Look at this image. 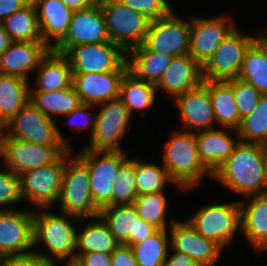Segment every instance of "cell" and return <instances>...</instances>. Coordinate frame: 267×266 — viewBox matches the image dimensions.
<instances>
[{
	"mask_svg": "<svg viewBox=\"0 0 267 266\" xmlns=\"http://www.w3.org/2000/svg\"><path fill=\"white\" fill-rule=\"evenodd\" d=\"M32 0H0V24L14 12L27 6Z\"/></svg>",
	"mask_w": 267,
	"mask_h": 266,
	"instance_id": "c3c4849f",
	"label": "cell"
},
{
	"mask_svg": "<svg viewBox=\"0 0 267 266\" xmlns=\"http://www.w3.org/2000/svg\"><path fill=\"white\" fill-rule=\"evenodd\" d=\"M156 90L154 84L136 78L127 70L121 79L119 98L132 115L134 110L148 109L154 104Z\"/></svg>",
	"mask_w": 267,
	"mask_h": 266,
	"instance_id": "836d02e7",
	"label": "cell"
},
{
	"mask_svg": "<svg viewBox=\"0 0 267 266\" xmlns=\"http://www.w3.org/2000/svg\"><path fill=\"white\" fill-rule=\"evenodd\" d=\"M143 44L151 51L171 57L188 54L190 20H182L174 11L164 17L150 20Z\"/></svg>",
	"mask_w": 267,
	"mask_h": 266,
	"instance_id": "4fadbf2b",
	"label": "cell"
},
{
	"mask_svg": "<svg viewBox=\"0 0 267 266\" xmlns=\"http://www.w3.org/2000/svg\"><path fill=\"white\" fill-rule=\"evenodd\" d=\"M127 70L125 61L113 72L72 73V85L81 103L98 105L119 97L121 79Z\"/></svg>",
	"mask_w": 267,
	"mask_h": 266,
	"instance_id": "ffe728a7",
	"label": "cell"
},
{
	"mask_svg": "<svg viewBox=\"0 0 267 266\" xmlns=\"http://www.w3.org/2000/svg\"><path fill=\"white\" fill-rule=\"evenodd\" d=\"M240 201L241 230L257 251L267 250V196L256 195ZM243 201V202H242Z\"/></svg>",
	"mask_w": 267,
	"mask_h": 266,
	"instance_id": "484cf974",
	"label": "cell"
},
{
	"mask_svg": "<svg viewBox=\"0 0 267 266\" xmlns=\"http://www.w3.org/2000/svg\"><path fill=\"white\" fill-rule=\"evenodd\" d=\"M65 266H83L77 258L67 260Z\"/></svg>",
	"mask_w": 267,
	"mask_h": 266,
	"instance_id": "db71d44e",
	"label": "cell"
},
{
	"mask_svg": "<svg viewBox=\"0 0 267 266\" xmlns=\"http://www.w3.org/2000/svg\"><path fill=\"white\" fill-rule=\"evenodd\" d=\"M238 78L252 84L262 95H267L266 34H259L247 49Z\"/></svg>",
	"mask_w": 267,
	"mask_h": 266,
	"instance_id": "f546056e",
	"label": "cell"
},
{
	"mask_svg": "<svg viewBox=\"0 0 267 266\" xmlns=\"http://www.w3.org/2000/svg\"><path fill=\"white\" fill-rule=\"evenodd\" d=\"M141 219L158 230L168 229L166 222L167 199L164 192L138 195L133 202Z\"/></svg>",
	"mask_w": 267,
	"mask_h": 266,
	"instance_id": "f35d334b",
	"label": "cell"
},
{
	"mask_svg": "<svg viewBox=\"0 0 267 266\" xmlns=\"http://www.w3.org/2000/svg\"><path fill=\"white\" fill-rule=\"evenodd\" d=\"M126 152L82 148L76 155L89 170L90 191L99 209L112 206L113 182L120 166L128 159Z\"/></svg>",
	"mask_w": 267,
	"mask_h": 266,
	"instance_id": "52a82bcc",
	"label": "cell"
},
{
	"mask_svg": "<svg viewBox=\"0 0 267 266\" xmlns=\"http://www.w3.org/2000/svg\"><path fill=\"white\" fill-rule=\"evenodd\" d=\"M30 101L53 120V115H68L81 104L73 85L51 92L30 91Z\"/></svg>",
	"mask_w": 267,
	"mask_h": 266,
	"instance_id": "d6a6232c",
	"label": "cell"
},
{
	"mask_svg": "<svg viewBox=\"0 0 267 266\" xmlns=\"http://www.w3.org/2000/svg\"><path fill=\"white\" fill-rule=\"evenodd\" d=\"M211 129L195 132L197 149L202 164L213 174L231 155L240 141L237 130L233 129L236 139L229 136L230 128ZM227 129L229 131H227Z\"/></svg>",
	"mask_w": 267,
	"mask_h": 266,
	"instance_id": "d4e9b609",
	"label": "cell"
},
{
	"mask_svg": "<svg viewBox=\"0 0 267 266\" xmlns=\"http://www.w3.org/2000/svg\"><path fill=\"white\" fill-rule=\"evenodd\" d=\"M32 2L37 10L42 41L53 49L64 38L73 10L61 0H32Z\"/></svg>",
	"mask_w": 267,
	"mask_h": 266,
	"instance_id": "cb8c5ba5",
	"label": "cell"
},
{
	"mask_svg": "<svg viewBox=\"0 0 267 266\" xmlns=\"http://www.w3.org/2000/svg\"><path fill=\"white\" fill-rule=\"evenodd\" d=\"M162 161L171 180L184 191L199 185L206 175L213 177L200 160L194 132H173L165 144Z\"/></svg>",
	"mask_w": 267,
	"mask_h": 266,
	"instance_id": "3957f363",
	"label": "cell"
},
{
	"mask_svg": "<svg viewBox=\"0 0 267 266\" xmlns=\"http://www.w3.org/2000/svg\"><path fill=\"white\" fill-rule=\"evenodd\" d=\"M35 86L30 91L51 92L72 85V70L64 54L50 49L36 69Z\"/></svg>",
	"mask_w": 267,
	"mask_h": 266,
	"instance_id": "4316f807",
	"label": "cell"
},
{
	"mask_svg": "<svg viewBox=\"0 0 267 266\" xmlns=\"http://www.w3.org/2000/svg\"><path fill=\"white\" fill-rule=\"evenodd\" d=\"M100 218L119 244L134 245L155 234L158 229L141 219L133 204L105 206Z\"/></svg>",
	"mask_w": 267,
	"mask_h": 266,
	"instance_id": "2e32d148",
	"label": "cell"
},
{
	"mask_svg": "<svg viewBox=\"0 0 267 266\" xmlns=\"http://www.w3.org/2000/svg\"><path fill=\"white\" fill-rule=\"evenodd\" d=\"M0 169V210H13V205L22 200L20 192V177L8 168ZM8 206V207H6Z\"/></svg>",
	"mask_w": 267,
	"mask_h": 266,
	"instance_id": "b9f144b4",
	"label": "cell"
},
{
	"mask_svg": "<svg viewBox=\"0 0 267 266\" xmlns=\"http://www.w3.org/2000/svg\"><path fill=\"white\" fill-rule=\"evenodd\" d=\"M187 221L199 234L224 248L241 228L240 200L205 205Z\"/></svg>",
	"mask_w": 267,
	"mask_h": 266,
	"instance_id": "ba28073f",
	"label": "cell"
},
{
	"mask_svg": "<svg viewBox=\"0 0 267 266\" xmlns=\"http://www.w3.org/2000/svg\"><path fill=\"white\" fill-rule=\"evenodd\" d=\"M50 48L43 41H13L0 54V74L18 76L29 81V74L38 68Z\"/></svg>",
	"mask_w": 267,
	"mask_h": 266,
	"instance_id": "7402d4cb",
	"label": "cell"
},
{
	"mask_svg": "<svg viewBox=\"0 0 267 266\" xmlns=\"http://www.w3.org/2000/svg\"><path fill=\"white\" fill-rule=\"evenodd\" d=\"M202 81V66L188 53L173 57L155 86L175 99L197 88Z\"/></svg>",
	"mask_w": 267,
	"mask_h": 266,
	"instance_id": "603a6c76",
	"label": "cell"
},
{
	"mask_svg": "<svg viewBox=\"0 0 267 266\" xmlns=\"http://www.w3.org/2000/svg\"><path fill=\"white\" fill-rule=\"evenodd\" d=\"M111 42L100 4L73 11L64 38L52 49L65 54L71 47L82 44Z\"/></svg>",
	"mask_w": 267,
	"mask_h": 266,
	"instance_id": "9a60e30c",
	"label": "cell"
},
{
	"mask_svg": "<svg viewBox=\"0 0 267 266\" xmlns=\"http://www.w3.org/2000/svg\"><path fill=\"white\" fill-rule=\"evenodd\" d=\"M173 255L166 257L162 266H199L190 256L173 251Z\"/></svg>",
	"mask_w": 267,
	"mask_h": 266,
	"instance_id": "681fc988",
	"label": "cell"
},
{
	"mask_svg": "<svg viewBox=\"0 0 267 266\" xmlns=\"http://www.w3.org/2000/svg\"><path fill=\"white\" fill-rule=\"evenodd\" d=\"M111 266H138L131 247L120 244L111 254Z\"/></svg>",
	"mask_w": 267,
	"mask_h": 266,
	"instance_id": "bcb514c9",
	"label": "cell"
},
{
	"mask_svg": "<svg viewBox=\"0 0 267 266\" xmlns=\"http://www.w3.org/2000/svg\"><path fill=\"white\" fill-rule=\"evenodd\" d=\"M30 81L0 74V130L30 101Z\"/></svg>",
	"mask_w": 267,
	"mask_h": 266,
	"instance_id": "4dcf8cb0",
	"label": "cell"
},
{
	"mask_svg": "<svg viewBox=\"0 0 267 266\" xmlns=\"http://www.w3.org/2000/svg\"><path fill=\"white\" fill-rule=\"evenodd\" d=\"M135 159H127L113 182L112 205L133 204L138 196L135 183Z\"/></svg>",
	"mask_w": 267,
	"mask_h": 266,
	"instance_id": "ab89813d",
	"label": "cell"
},
{
	"mask_svg": "<svg viewBox=\"0 0 267 266\" xmlns=\"http://www.w3.org/2000/svg\"><path fill=\"white\" fill-rule=\"evenodd\" d=\"M229 18L221 15L213 18L190 19L189 54L203 66L222 41L235 28ZM230 22V23H229Z\"/></svg>",
	"mask_w": 267,
	"mask_h": 266,
	"instance_id": "d6986e66",
	"label": "cell"
},
{
	"mask_svg": "<svg viewBox=\"0 0 267 266\" xmlns=\"http://www.w3.org/2000/svg\"><path fill=\"white\" fill-rule=\"evenodd\" d=\"M131 9L144 14L150 20L169 15L173 8L167 0H125Z\"/></svg>",
	"mask_w": 267,
	"mask_h": 266,
	"instance_id": "7bdbcfd3",
	"label": "cell"
},
{
	"mask_svg": "<svg viewBox=\"0 0 267 266\" xmlns=\"http://www.w3.org/2000/svg\"><path fill=\"white\" fill-rule=\"evenodd\" d=\"M98 3L124 4L125 0H98Z\"/></svg>",
	"mask_w": 267,
	"mask_h": 266,
	"instance_id": "11a10c76",
	"label": "cell"
},
{
	"mask_svg": "<svg viewBox=\"0 0 267 266\" xmlns=\"http://www.w3.org/2000/svg\"><path fill=\"white\" fill-rule=\"evenodd\" d=\"M67 149L65 145H40L0 135V157L5 168L17 176L56 161Z\"/></svg>",
	"mask_w": 267,
	"mask_h": 266,
	"instance_id": "30bf717a",
	"label": "cell"
},
{
	"mask_svg": "<svg viewBox=\"0 0 267 266\" xmlns=\"http://www.w3.org/2000/svg\"><path fill=\"white\" fill-rule=\"evenodd\" d=\"M45 210L46 208H41V210H38L40 213L34 210L33 247L45 244L51 256L48 252H41V250L36 251L34 249L33 251L39 254L51 266H57L56 262L61 263V261L63 262L75 258L77 229L76 226L72 224V220H74V222H80L82 218L62 212L61 215H55Z\"/></svg>",
	"mask_w": 267,
	"mask_h": 266,
	"instance_id": "7a4b0ae2",
	"label": "cell"
},
{
	"mask_svg": "<svg viewBox=\"0 0 267 266\" xmlns=\"http://www.w3.org/2000/svg\"><path fill=\"white\" fill-rule=\"evenodd\" d=\"M126 55L128 71L136 78L154 85L173 59L169 55L149 50L144 44L132 48Z\"/></svg>",
	"mask_w": 267,
	"mask_h": 266,
	"instance_id": "83f0119b",
	"label": "cell"
},
{
	"mask_svg": "<svg viewBox=\"0 0 267 266\" xmlns=\"http://www.w3.org/2000/svg\"><path fill=\"white\" fill-rule=\"evenodd\" d=\"M135 183L138 195L163 192L165 185L171 183L178 189H182L169 177L163 164L157 166L149 162L135 159Z\"/></svg>",
	"mask_w": 267,
	"mask_h": 266,
	"instance_id": "8d00e7d4",
	"label": "cell"
},
{
	"mask_svg": "<svg viewBox=\"0 0 267 266\" xmlns=\"http://www.w3.org/2000/svg\"><path fill=\"white\" fill-rule=\"evenodd\" d=\"M64 55L72 73L113 72L126 61V53L112 42L73 46Z\"/></svg>",
	"mask_w": 267,
	"mask_h": 266,
	"instance_id": "5bb4252c",
	"label": "cell"
},
{
	"mask_svg": "<svg viewBox=\"0 0 267 266\" xmlns=\"http://www.w3.org/2000/svg\"><path fill=\"white\" fill-rule=\"evenodd\" d=\"M13 41L5 32L4 27L0 24V54L6 50Z\"/></svg>",
	"mask_w": 267,
	"mask_h": 266,
	"instance_id": "816d5d0a",
	"label": "cell"
},
{
	"mask_svg": "<svg viewBox=\"0 0 267 266\" xmlns=\"http://www.w3.org/2000/svg\"><path fill=\"white\" fill-rule=\"evenodd\" d=\"M96 107V105H91V104H83L81 103L77 108H75L71 113H69L66 117V121L68 122V126L69 127H73V130L76 131H81L84 130V128L86 129V127H91V136L92 137L94 131H95V127H96V117L97 114L95 115H91L89 113V110H91L92 108ZM77 118H81L82 123L77 121Z\"/></svg>",
	"mask_w": 267,
	"mask_h": 266,
	"instance_id": "ee69618b",
	"label": "cell"
},
{
	"mask_svg": "<svg viewBox=\"0 0 267 266\" xmlns=\"http://www.w3.org/2000/svg\"><path fill=\"white\" fill-rule=\"evenodd\" d=\"M233 88L241 120L252 113L262 94L252 85L239 78L226 80Z\"/></svg>",
	"mask_w": 267,
	"mask_h": 266,
	"instance_id": "60d3db41",
	"label": "cell"
},
{
	"mask_svg": "<svg viewBox=\"0 0 267 266\" xmlns=\"http://www.w3.org/2000/svg\"><path fill=\"white\" fill-rule=\"evenodd\" d=\"M0 135H9L40 145H65L68 149L72 148L55 120L43 114L31 101L6 122Z\"/></svg>",
	"mask_w": 267,
	"mask_h": 266,
	"instance_id": "8992f818",
	"label": "cell"
},
{
	"mask_svg": "<svg viewBox=\"0 0 267 266\" xmlns=\"http://www.w3.org/2000/svg\"><path fill=\"white\" fill-rule=\"evenodd\" d=\"M109 39L125 53L142 45L150 19L125 4L99 3Z\"/></svg>",
	"mask_w": 267,
	"mask_h": 266,
	"instance_id": "9c48e42d",
	"label": "cell"
},
{
	"mask_svg": "<svg viewBox=\"0 0 267 266\" xmlns=\"http://www.w3.org/2000/svg\"><path fill=\"white\" fill-rule=\"evenodd\" d=\"M83 266H111V254H103L98 252L75 253Z\"/></svg>",
	"mask_w": 267,
	"mask_h": 266,
	"instance_id": "7dc6e473",
	"label": "cell"
},
{
	"mask_svg": "<svg viewBox=\"0 0 267 266\" xmlns=\"http://www.w3.org/2000/svg\"><path fill=\"white\" fill-rule=\"evenodd\" d=\"M184 131L198 132L215 129L212 100L207 87L201 83L174 99ZM215 123V124H214Z\"/></svg>",
	"mask_w": 267,
	"mask_h": 266,
	"instance_id": "44dd1931",
	"label": "cell"
},
{
	"mask_svg": "<svg viewBox=\"0 0 267 266\" xmlns=\"http://www.w3.org/2000/svg\"><path fill=\"white\" fill-rule=\"evenodd\" d=\"M71 152L72 149H67L56 161L20 175L22 200L33 203L36 209H47L58 202L64 167Z\"/></svg>",
	"mask_w": 267,
	"mask_h": 266,
	"instance_id": "5b68a950",
	"label": "cell"
},
{
	"mask_svg": "<svg viewBox=\"0 0 267 266\" xmlns=\"http://www.w3.org/2000/svg\"><path fill=\"white\" fill-rule=\"evenodd\" d=\"M61 1L73 11L88 8L98 3V0H61Z\"/></svg>",
	"mask_w": 267,
	"mask_h": 266,
	"instance_id": "f907efd6",
	"label": "cell"
},
{
	"mask_svg": "<svg viewBox=\"0 0 267 266\" xmlns=\"http://www.w3.org/2000/svg\"><path fill=\"white\" fill-rule=\"evenodd\" d=\"M96 106L99 110L96 113L95 131L90 138V145L85 148L94 151H123L120 143L132 117L128 108L119 97Z\"/></svg>",
	"mask_w": 267,
	"mask_h": 266,
	"instance_id": "7c38bea8",
	"label": "cell"
},
{
	"mask_svg": "<svg viewBox=\"0 0 267 266\" xmlns=\"http://www.w3.org/2000/svg\"><path fill=\"white\" fill-rule=\"evenodd\" d=\"M0 266H51L39 254L32 251L25 254L10 255L0 258Z\"/></svg>",
	"mask_w": 267,
	"mask_h": 266,
	"instance_id": "f6af8a7d",
	"label": "cell"
},
{
	"mask_svg": "<svg viewBox=\"0 0 267 266\" xmlns=\"http://www.w3.org/2000/svg\"><path fill=\"white\" fill-rule=\"evenodd\" d=\"M202 83L209 91L216 123L222 128L237 130L240 116L232 86L226 80H203Z\"/></svg>",
	"mask_w": 267,
	"mask_h": 266,
	"instance_id": "f1b7e54d",
	"label": "cell"
},
{
	"mask_svg": "<svg viewBox=\"0 0 267 266\" xmlns=\"http://www.w3.org/2000/svg\"><path fill=\"white\" fill-rule=\"evenodd\" d=\"M258 37L242 35L235 27L202 66V79L223 81L238 78L245 53Z\"/></svg>",
	"mask_w": 267,
	"mask_h": 266,
	"instance_id": "8fae6325",
	"label": "cell"
},
{
	"mask_svg": "<svg viewBox=\"0 0 267 266\" xmlns=\"http://www.w3.org/2000/svg\"><path fill=\"white\" fill-rule=\"evenodd\" d=\"M266 151L264 144L239 141L212 179L244 198L263 195Z\"/></svg>",
	"mask_w": 267,
	"mask_h": 266,
	"instance_id": "6da1fadb",
	"label": "cell"
},
{
	"mask_svg": "<svg viewBox=\"0 0 267 266\" xmlns=\"http://www.w3.org/2000/svg\"><path fill=\"white\" fill-rule=\"evenodd\" d=\"M170 251L190 256L199 266H214L223 250L213 240L199 234L186 221L171 220L169 224Z\"/></svg>",
	"mask_w": 267,
	"mask_h": 266,
	"instance_id": "ac0fdd59",
	"label": "cell"
},
{
	"mask_svg": "<svg viewBox=\"0 0 267 266\" xmlns=\"http://www.w3.org/2000/svg\"><path fill=\"white\" fill-rule=\"evenodd\" d=\"M263 195L267 196V151L264 159V191Z\"/></svg>",
	"mask_w": 267,
	"mask_h": 266,
	"instance_id": "f5cc1de1",
	"label": "cell"
},
{
	"mask_svg": "<svg viewBox=\"0 0 267 266\" xmlns=\"http://www.w3.org/2000/svg\"><path fill=\"white\" fill-rule=\"evenodd\" d=\"M1 24L12 41H42L37 10L32 1Z\"/></svg>",
	"mask_w": 267,
	"mask_h": 266,
	"instance_id": "e575fe53",
	"label": "cell"
},
{
	"mask_svg": "<svg viewBox=\"0 0 267 266\" xmlns=\"http://www.w3.org/2000/svg\"><path fill=\"white\" fill-rule=\"evenodd\" d=\"M58 202L62 213L82 219L99 216L90 191L89 170L77 156L65 164Z\"/></svg>",
	"mask_w": 267,
	"mask_h": 266,
	"instance_id": "277c9868",
	"label": "cell"
},
{
	"mask_svg": "<svg viewBox=\"0 0 267 266\" xmlns=\"http://www.w3.org/2000/svg\"><path fill=\"white\" fill-rule=\"evenodd\" d=\"M91 219L93 221L89 222L80 233H77L75 253L112 254L120 244L100 216Z\"/></svg>",
	"mask_w": 267,
	"mask_h": 266,
	"instance_id": "1f68e13d",
	"label": "cell"
},
{
	"mask_svg": "<svg viewBox=\"0 0 267 266\" xmlns=\"http://www.w3.org/2000/svg\"><path fill=\"white\" fill-rule=\"evenodd\" d=\"M33 214V209L0 210V258L33 251Z\"/></svg>",
	"mask_w": 267,
	"mask_h": 266,
	"instance_id": "e0dca14e",
	"label": "cell"
},
{
	"mask_svg": "<svg viewBox=\"0 0 267 266\" xmlns=\"http://www.w3.org/2000/svg\"><path fill=\"white\" fill-rule=\"evenodd\" d=\"M237 132L241 142L267 146V95H262L252 113L241 120Z\"/></svg>",
	"mask_w": 267,
	"mask_h": 266,
	"instance_id": "74e56055",
	"label": "cell"
},
{
	"mask_svg": "<svg viewBox=\"0 0 267 266\" xmlns=\"http://www.w3.org/2000/svg\"><path fill=\"white\" fill-rule=\"evenodd\" d=\"M167 233V229L158 230L144 241L130 246L138 266L163 265L170 249Z\"/></svg>",
	"mask_w": 267,
	"mask_h": 266,
	"instance_id": "d590c367",
	"label": "cell"
}]
</instances>
